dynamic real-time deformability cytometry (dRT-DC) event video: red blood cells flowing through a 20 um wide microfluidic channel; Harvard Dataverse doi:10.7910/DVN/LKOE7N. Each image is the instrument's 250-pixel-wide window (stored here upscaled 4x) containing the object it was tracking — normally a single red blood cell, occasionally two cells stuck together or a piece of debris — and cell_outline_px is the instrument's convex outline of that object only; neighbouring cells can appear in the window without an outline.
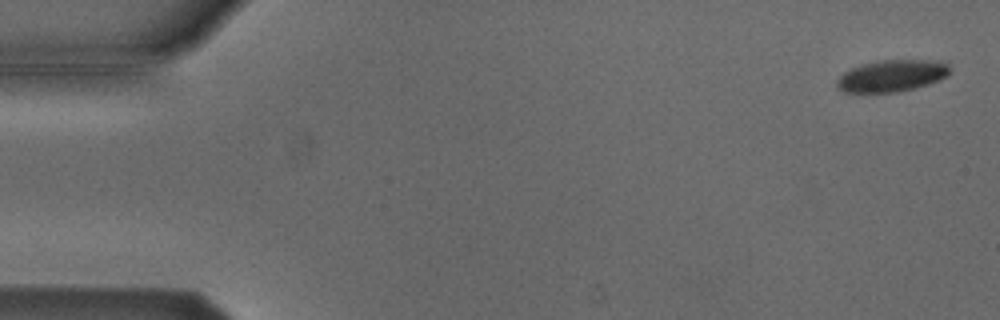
{"species": "Egyptian fruit bat (a non-hibernating species)", "species_latin": "Rousettus aegyptiacus", "temperature_condition": "cold", "stored_images_in_passage": 54, "camera_frame_rate_fps": 3000, "um_per_image_px": 0.085, "animal": {"sex": "male"}, "frame": {"image": 1, "passage_image": 2, "time_ms": 0.333, "image_size_px": [1000, 320], "cell_outline_px": [[948, 72], [944, 76], [936, 80], [912, 88], [896, 92], [844, 92], [836, 88], [836, 80], [844, 72], [852, 68], [876, 60], [940, 60], [948, 64]], "centroid_in_image_um": [75.73, 6.43], "position_along_channel_um": 9.3, "area_um2": 20.52}}
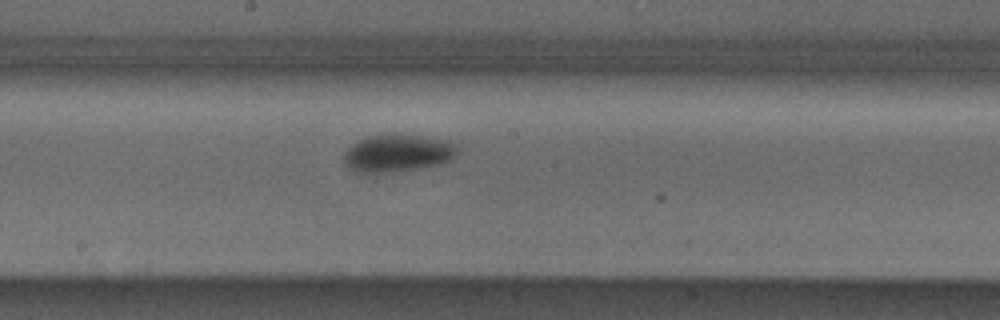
{"frame": {"image": 2, "passage_image": 29, "time_ms": 9.333, "image_size_px": [1000, 320], "cell_outline_px": [[456, 156], [452, 160], [440, 164], [416, 168], [388, 172], [356, 172], [344, 164], [344, 152], [352, 144], [368, 136], [396, 132], [452, 140], [456, 144]], "centroid_in_image_um": [33.83, 12.97], "position_along_channel_um": 214.4, "area_um2": 25.14}}
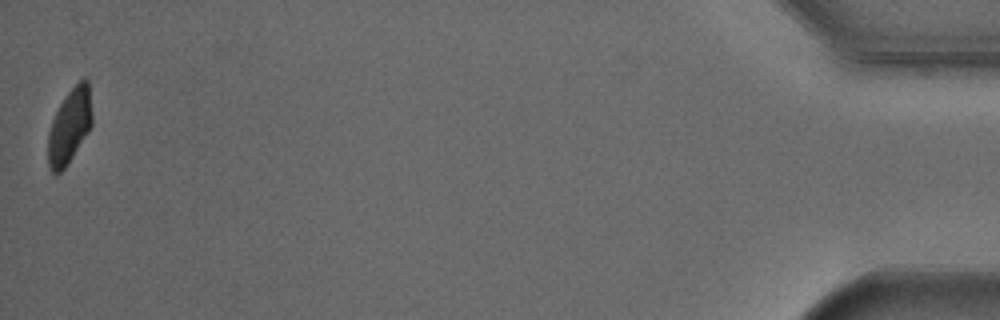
{"frame": {"image": 3, "passage_image": 54, "time_ms": 17.667, "image_size_px": [1000, 320], "cell_outline_px": [[92, 124], [88, 132], [64, 168], [60, 172], [52, 172], [48, 164], [48, 132], [52, 120], [64, 96], [84, 76], [88, 80], [92, 112]], "centroid_in_image_um": [5.92, 10.68], "position_along_channel_um": 429.3, "area_um2": 18.96}, "authors_computed_cell_mechanics": {"area_um2": 22.9177, "velocity_mm_per_s": 3.7799, "shape_relaxation_time_tau1_ms": 1.9516, "shape_relaxation_time_tau2_ms": null, "deformation_change_tau1": 0.0799, "deformation_change_tau2": null}}